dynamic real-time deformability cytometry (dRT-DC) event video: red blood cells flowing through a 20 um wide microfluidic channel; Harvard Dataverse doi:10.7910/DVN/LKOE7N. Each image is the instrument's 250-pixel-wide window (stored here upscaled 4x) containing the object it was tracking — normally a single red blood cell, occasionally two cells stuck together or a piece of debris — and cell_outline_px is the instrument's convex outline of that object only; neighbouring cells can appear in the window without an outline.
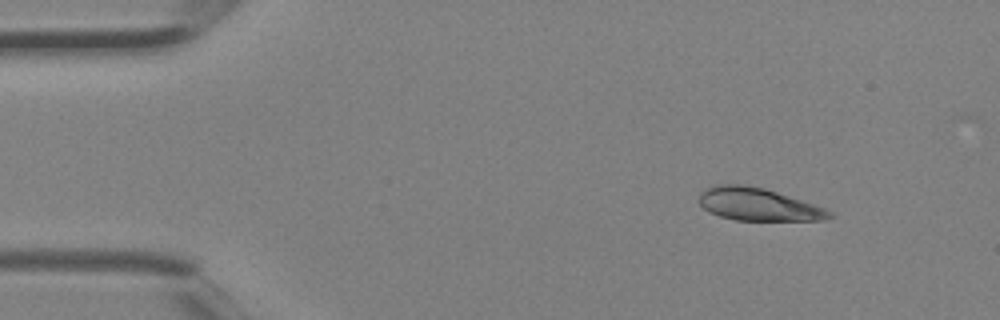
{"species": "Egyptian fruit bat (a non-hibernating species)", "species_latin": "Rousettus aegyptiacus", "temperature_condition": "room temperature", "stored_images_in_passage": 4, "camera_frame_rate_fps": 3000, "um_per_image_px": 0.085, "animal": {"sex": "female"}, "frame": {"image": 1, "passage_image": 1, "time_ms": 0.0, "image_size_px": [1000, 320], "cell_outline_px": [[836, 216], [824, 220], [736, 220], [720, 216], [708, 212], [700, 204], [700, 192], [704, 188], [712, 184], [744, 184], [764, 188], [824, 208], [832, 212]], "centroid_in_image_um": [64.4, 17.36], "position_along_channel_um": 20.6, "area_um2": 24.74}}
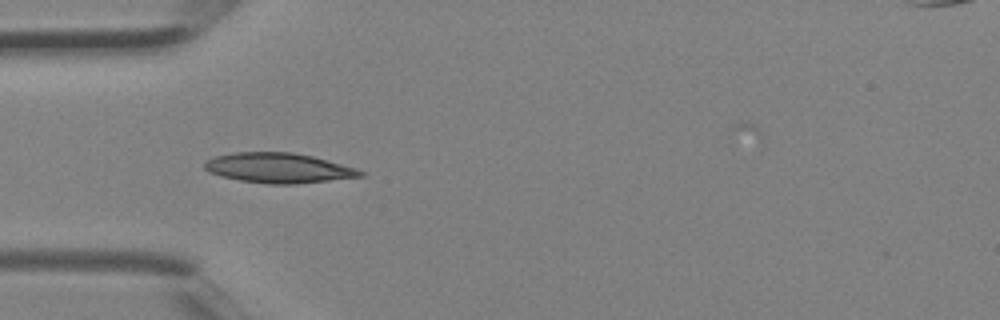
{"frame": {"image": 2, "passage_image": 3, "time_ms": 0.667, "image_size_px": [1000, 320], "cell_outline_px": [[364, 176], [296, 184], [268, 184], [240, 180], [220, 176], [208, 172], [204, 168], [204, 160], [212, 156], [232, 152], [292, 152], [312, 156], [356, 168], [364, 172]], "centroid_in_image_um": [23.61, 14.27], "position_along_channel_um": 61.4, "area_um2": 27.34}}
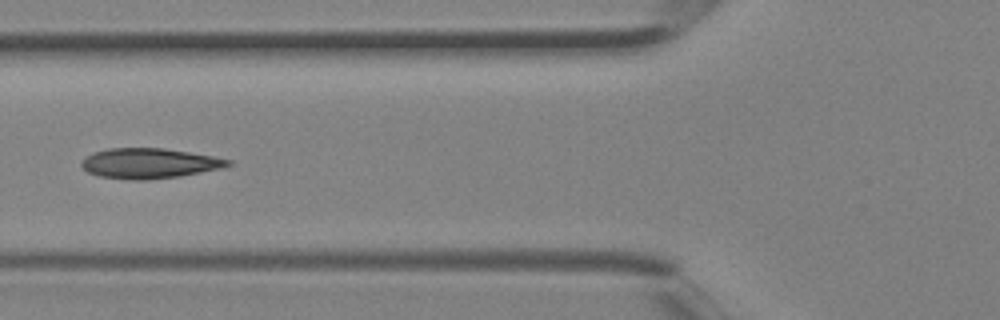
{"frame": {"image": 3, "passage_image": 4, "time_ms": 1.0, "image_size_px": [1000, 320], "cell_outline_px": [[232, 164], [224, 168], [180, 176], [148, 180], [128, 180], [100, 176], [88, 172], [80, 164], [92, 152], [108, 148], [164, 148], [212, 156], [232, 160]], "centroid_in_image_um": [12.71, 13.89], "position_along_channel_um": 113.1, "area_um2": 25.78}}